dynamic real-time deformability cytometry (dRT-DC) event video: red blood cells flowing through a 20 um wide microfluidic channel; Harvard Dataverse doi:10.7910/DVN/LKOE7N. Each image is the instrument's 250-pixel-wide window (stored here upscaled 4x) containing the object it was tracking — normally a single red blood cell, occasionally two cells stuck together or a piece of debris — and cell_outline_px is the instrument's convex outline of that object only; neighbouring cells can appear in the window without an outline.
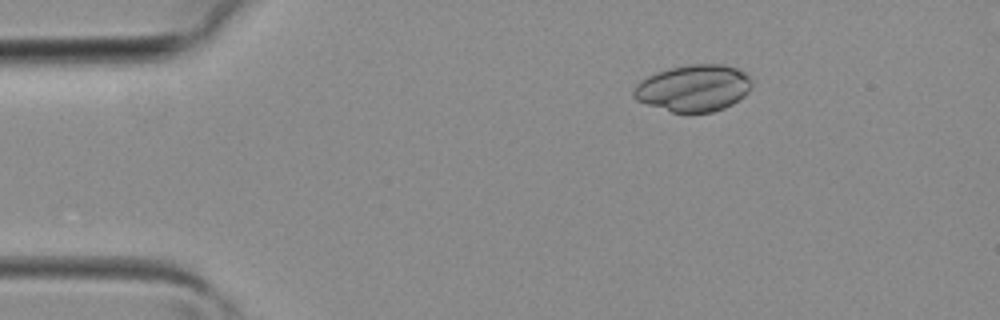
{"species": "common noctule bat (a hibernating species)", "species_latin": "Nyctalus noctula", "temperature_condition": "room temperature", "stored_images_in_passage": 41, "segment_of_instrument_passage": [1, 2], "camera_frame_rate_fps": 3000, "um_per_image_px": 0.085, "animal": {"sex": "female", "body_mass_g": 19.3, "forearm_length_mm": 54.1}, "frame": {"image": 1, "passage_image": 7, "time_ms": 2.0, "image_size_px": [1000, 320], "cell_outline_px": [[752, 88], [744, 96], [732, 104], [724, 108], [712, 112], [672, 112], [636, 100], [632, 96], [632, 92], [636, 84], [648, 76], [668, 68], [688, 64], [724, 64], [736, 68], [744, 72], [752, 80]], "centroid_in_image_um": [58.96, 7.48], "position_along_channel_um": 26.0, "area_um2": 32.19}}
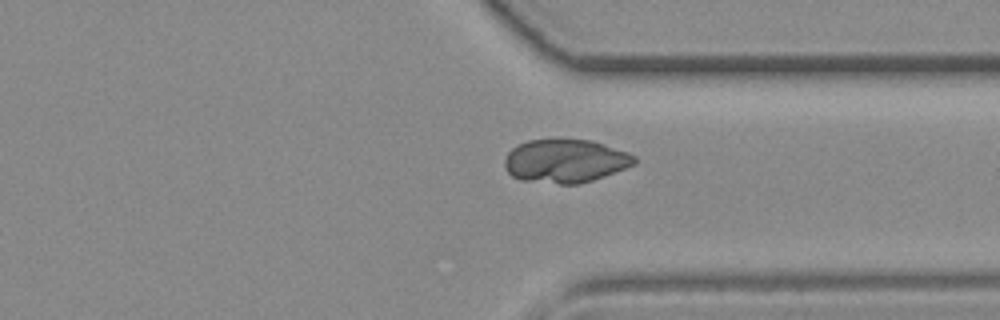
{"frame": {"image": 2, "passage_image": 30, "time_ms": 9.667, "image_size_px": [1000, 320], "cell_outline_px": [[636, 164], [604, 176], [580, 184], [560, 184], [520, 180], [512, 176], [508, 172], [504, 164], [504, 160], [508, 152], [516, 144], [528, 140], [592, 140], [628, 152], [636, 156]], "centroid_in_image_um": [48.04, 13.69], "position_along_channel_um": 363.4, "area_um2": 32.89}}
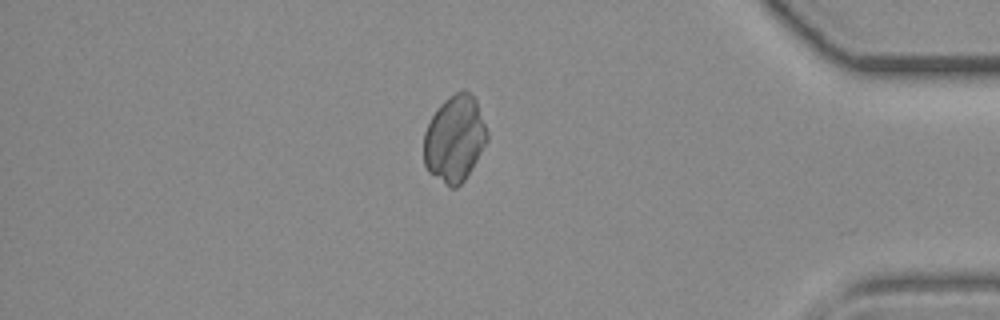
{"frame": {"image": 3, "passage_image": 34, "time_ms": 11.0, "image_size_px": [1000, 320], "cell_outline_px": [[488, 140], [472, 168], [464, 180], [456, 188], [448, 188], [428, 172], [424, 164], [424, 132], [432, 116], [440, 104], [448, 96], [464, 88], [476, 100], [488, 132]], "centroid_in_image_um": [38.63, 11.81], "position_along_channel_um": 396.6, "area_um2": 32.08}}